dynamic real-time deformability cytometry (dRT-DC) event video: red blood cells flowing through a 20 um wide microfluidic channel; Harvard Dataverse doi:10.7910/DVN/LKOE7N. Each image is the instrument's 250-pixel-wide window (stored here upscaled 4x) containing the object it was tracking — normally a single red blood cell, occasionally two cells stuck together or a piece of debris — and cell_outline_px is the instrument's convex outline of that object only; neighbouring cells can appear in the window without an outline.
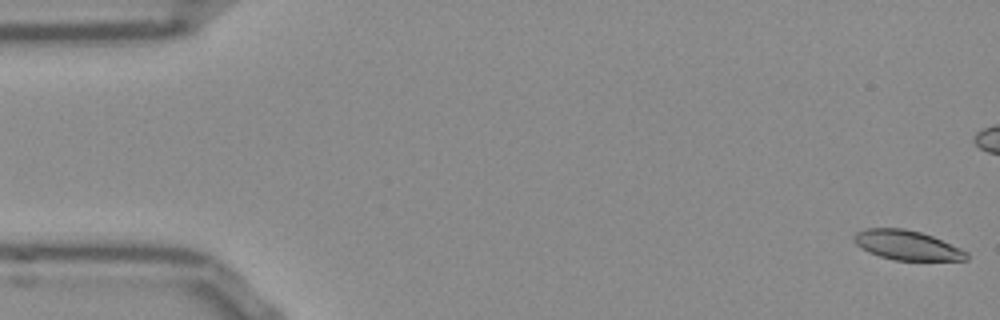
{"species": "Egyptian fruit bat (a non-hibernating species)", "species_latin": "Rousettus aegyptiacus", "temperature_condition": "room temperature", "stored_images_in_passage": 54, "camera_frame_rate_fps": 3000, "um_per_image_px": 0.085, "frame": {"image": 1, "passage_image": 1, "time_ms": 0.0, "image_size_px": [1000, 320], "cell_outline_px": [[968, 260], [892, 260], [868, 252], [860, 248], [852, 240], [852, 236], [856, 232], [864, 228], [904, 228], [920, 232], [932, 236], [960, 248], [968, 252]], "centroid_in_image_um": [77.04, 20.84], "position_along_channel_um": 8.0, "area_um2": 19.48}}
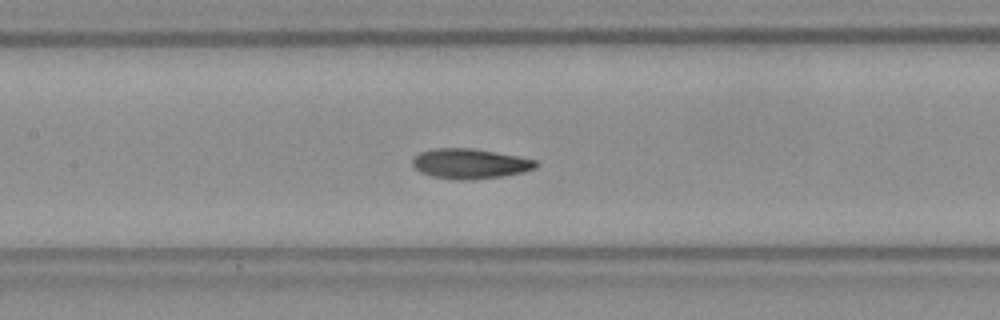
{"frame": {"image": 2, "passage_image": 24, "time_ms": 7.667, "image_size_px": [1000, 320], "cell_outline_px": [[540, 164], [536, 168], [504, 176], [472, 180], [456, 180], [432, 176], [420, 172], [412, 164], [412, 160], [420, 152], [432, 148], [472, 148], [516, 156], [536, 160]], "centroid_in_image_um": [39.94, 13.92], "position_along_channel_um": 167.5, "area_um2": 21.56}}
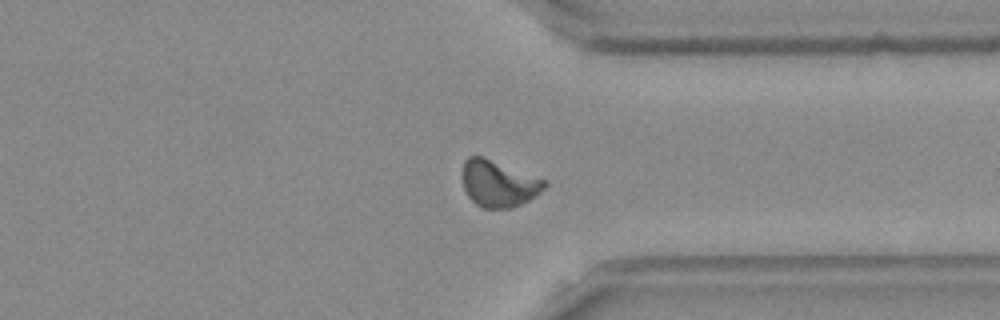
{"frame": {"image": 3, "passage_image": 40, "time_ms": 13.0, "image_size_px": [1000, 320], "cell_outline_px": [[548, 184], [540, 192], [528, 200], [512, 208], [480, 208], [468, 196], [464, 188], [464, 160], [468, 156], [480, 156], [548, 180]], "centroid_in_image_um": [42.4, 15.62], "position_along_channel_um": 369.0, "area_um2": 21.96}, "authors_computed_cell_mechanics": {"area_um2": 20.8369, "velocity_mm_per_s": 3.8293, "shape_relaxation_time_tau1_ms": 4.2306, "shape_relaxation_time_tau2_ms": 2.5635, "deformation_change_tau1": 0.1624, "deformation_change_tau2": 0.0944}}